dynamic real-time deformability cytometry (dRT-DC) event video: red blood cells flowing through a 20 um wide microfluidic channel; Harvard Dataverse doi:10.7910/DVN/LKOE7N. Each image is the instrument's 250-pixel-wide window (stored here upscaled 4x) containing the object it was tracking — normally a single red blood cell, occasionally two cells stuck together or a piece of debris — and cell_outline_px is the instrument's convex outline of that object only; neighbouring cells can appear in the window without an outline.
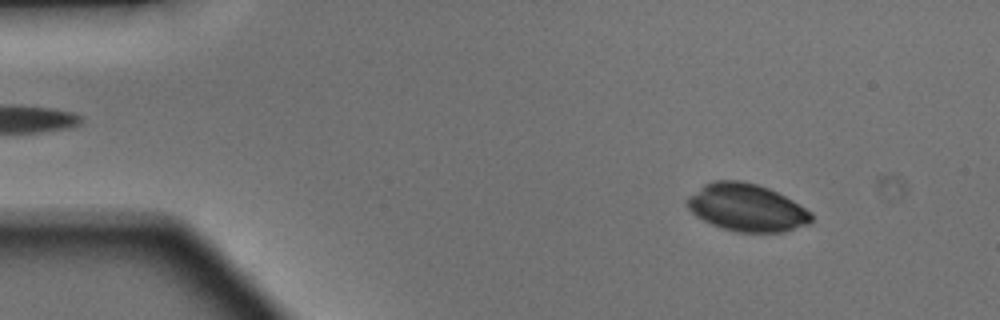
{"species": "Egyptian fruit bat (a non-hibernating species)", "species_latin": "Rousettus aegyptiacus", "temperature_condition": "warm", "stored_images_in_passage": 49, "camera_frame_rate_fps": 3000, "um_per_image_px": 0.085, "animal": {"sex": "male"}, "frame": {"image": 1, "passage_image": 6, "time_ms": 1.667, "image_size_px": [1000, 320], "cell_outline_px": [[812, 220], [808, 224], [784, 232], [736, 232], [720, 228], [696, 216], [688, 208], [688, 196], [704, 184], [712, 180], [740, 180], [756, 184], [768, 188], [792, 200], [812, 212]], "centroid_in_image_um": [63.47, 17.65], "position_along_channel_um": 21.5, "area_um2": 34.28}}
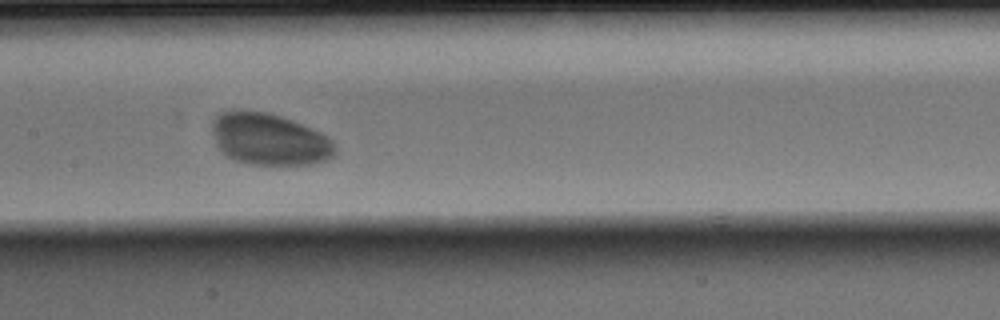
{"frame": {"image": 2, "passage_image": 24, "time_ms": 7.667, "image_size_px": [1000, 320], "cell_outline_px": [[336, 152], [328, 160], [316, 164], [248, 164], [232, 160], [220, 152], [216, 148], [212, 132], [212, 120], [220, 112], [240, 108], [268, 112], [292, 120], [320, 132], [328, 136], [332, 140], [336, 148]], "centroid_in_image_um": [22.84, 11.82], "position_along_channel_um": 184.6, "area_um2": 37.92}}
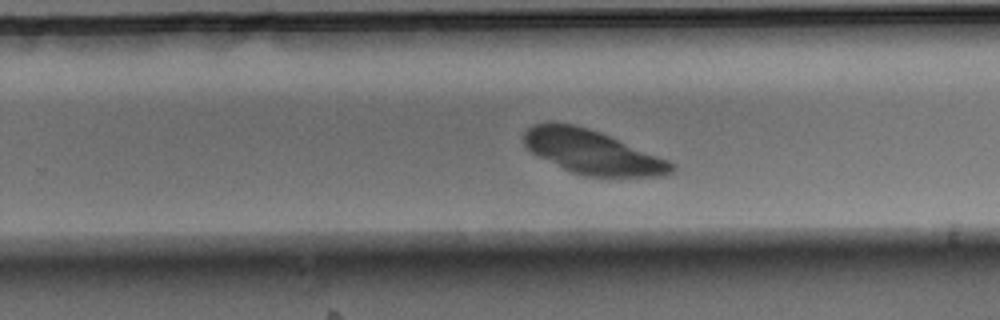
{"frame": {"image": 3, "passage_image": 31, "time_ms": 10.0, "image_size_px": [1000, 320], "cell_outline_px": [[676, 168], [672, 172], [664, 176], [584, 176], [572, 172], [532, 152], [524, 144], [524, 132], [532, 124], [572, 124], [588, 128], [600, 132], [668, 160], [676, 164]], "centroid_in_image_um": [50.39, 12.94], "position_along_channel_um": 279.4, "area_um2": 36.99}}